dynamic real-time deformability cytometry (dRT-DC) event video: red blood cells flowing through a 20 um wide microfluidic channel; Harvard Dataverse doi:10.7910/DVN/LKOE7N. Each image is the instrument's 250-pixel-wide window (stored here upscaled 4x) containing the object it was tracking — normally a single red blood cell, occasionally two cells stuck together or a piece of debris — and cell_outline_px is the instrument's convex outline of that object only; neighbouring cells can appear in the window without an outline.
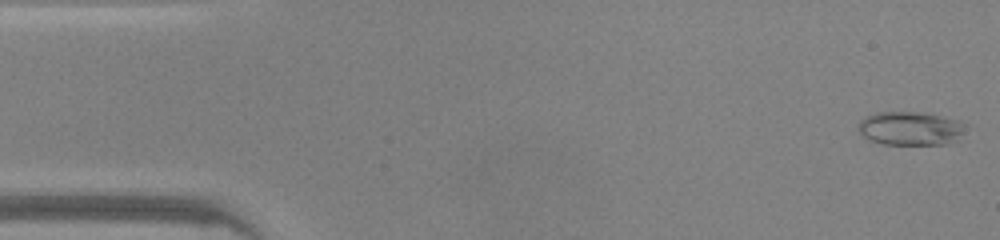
{"species": "common noctule bat (a hibernating species)", "species_latin": "Nyctalus noctula", "temperature_condition": "warm", "stored_images_in_passage": 46, "camera_frame_rate_fps": 3000, "um_per_image_px": 0.085, "animal": {"sex": "male", "body_mass_g": 20.0, "forearm_length_mm": 53.3}, "frame": {"image": 1, "passage_image": 1, "time_ms": 0.0, "image_size_px": [1000, 240], "cell_outline_px": [[960, 132], [956, 140], [948, 144], [884, 144], [868, 140], [860, 132], [860, 120], [868, 116], [880, 112], [924, 112], [956, 120], [960, 124]], "centroid_in_image_um": [77.31, 10.92], "position_along_channel_um": 7.7, "area_um2": 20.35}}
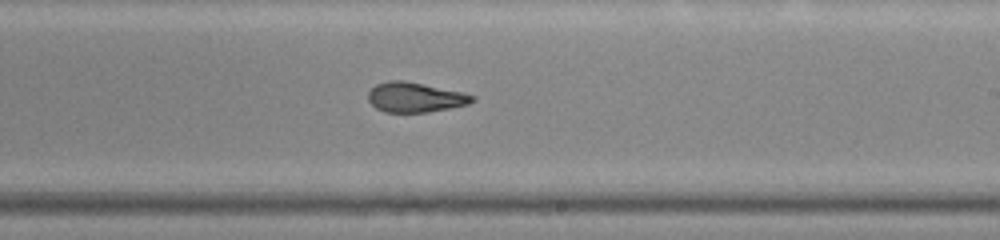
{"frame": {"image": 2, "passage_image": 27, "time_ms": 8.667, "image_size_px": [1000, 240], "cell_outline_px": [[476, 100], [468, 104], [428, 112], [384, 112], [376, 108], [368, 100], [368, 92], [376, 84], [388, 80], [404, 80], [460, 92], [476, 96]], "centroid_in_image_um": [35.26, 8.27], "position_along_channel_um": 253.7, "area_um2": 17.98}}
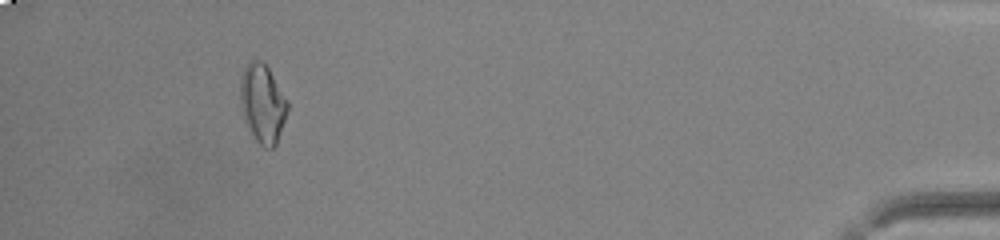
{"frame": {"image": 3, "passage_image": 43, "time_ms": 14.0, "image_size_px": [1000, 240], "cell_outline_px": [[288, 108], [276, 144], [272, 148], [264, 148], [252, 136], [244, 120], [240, 104], [240, 76], [248, 60], [260, 60], [268, 68], [288, 100]], "centroid_in_image_um": [22.29, 8.78], "position_along_channel_um": 412.9, "area_um2": 21.68}, "authors_computed_cell_mechanics": {"area_um2": 19.6231, "velocity_mm_per_s": 4.2978, "shape_relaxation_time_tau1_ms": 7.111, "shape_relaxation_time_tau2_ms": 1.6432, "deformation_change_tau1": 0.2592, "deformation_change_tau2": 0.097}}